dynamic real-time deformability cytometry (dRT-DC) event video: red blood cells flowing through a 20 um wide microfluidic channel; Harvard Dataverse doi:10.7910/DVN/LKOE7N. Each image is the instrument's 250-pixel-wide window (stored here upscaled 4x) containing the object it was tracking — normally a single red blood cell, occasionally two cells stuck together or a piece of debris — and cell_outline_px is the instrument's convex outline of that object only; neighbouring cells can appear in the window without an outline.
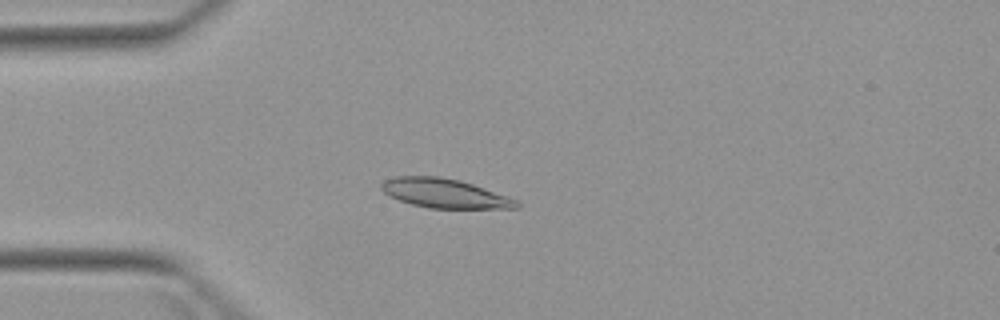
{"species": "Egyptian fruit bat (a non-hibernating species)", "species_latin": "Rousettus aegyptiacus", "temperature_condition": "warm", "stored_images_in_passage": 5, "camera_frame_rate_fps": 3000, "um_per_image_px": 0.085, "animal": {"sex": "female"}, "frame": {"image": 1, "passage_image": 4, "time_ms": 4.0, "image_size_px": [1000, 320], "cell_outline_px": [[520, 208], [428, 208], [412, 204], [400, 200], [384, 192], [380, 188], [380, 184], [384, 180], [392, 176], [440, 176], [460, 180], [472, 184], [516, 200], [520, 204]], "centroid_in_image_um": [37.74, 16.42], "position_along_channel_um": 47.3, "area_um2": 22.77}}